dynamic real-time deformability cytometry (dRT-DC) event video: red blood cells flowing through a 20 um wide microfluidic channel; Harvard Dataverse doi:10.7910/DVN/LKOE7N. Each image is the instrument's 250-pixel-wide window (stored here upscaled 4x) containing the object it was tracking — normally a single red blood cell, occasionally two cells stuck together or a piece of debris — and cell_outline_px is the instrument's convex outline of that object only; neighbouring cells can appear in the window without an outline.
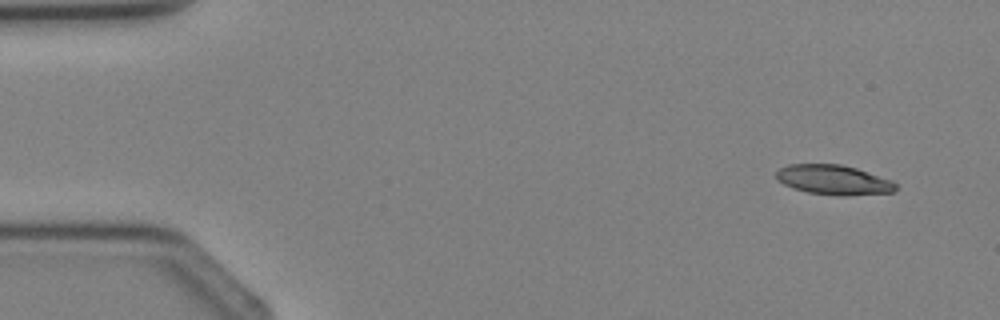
{"species": "Egyptian fruit bat (a non-hibernating species)", "species_latin": "Rousettus aegyptiacus", "temperature_condition": "cold", "stored_images_in_passage": 2, "camera_frame_rate_fps": 3000, "um_per_image_px": 0.085, "animal": {"sex": "female"}, "frame": {"image": 1, "passage_image": 1, "time_ms": 0.0, "image_size_px": [1000, 320], "cell_outline_px": [[896, 188], [892, 192], [840, 196], [808, 192], [792, 188], [776, 180], [776, 172], [780, 168], [788, 164], [840, 164], [856, 168], [892, 180], [896, 184]], "centroid_in_image_um": [70.82, 15.28], "position_along_channel_um": 14.2, "area_um2": 20.63}}